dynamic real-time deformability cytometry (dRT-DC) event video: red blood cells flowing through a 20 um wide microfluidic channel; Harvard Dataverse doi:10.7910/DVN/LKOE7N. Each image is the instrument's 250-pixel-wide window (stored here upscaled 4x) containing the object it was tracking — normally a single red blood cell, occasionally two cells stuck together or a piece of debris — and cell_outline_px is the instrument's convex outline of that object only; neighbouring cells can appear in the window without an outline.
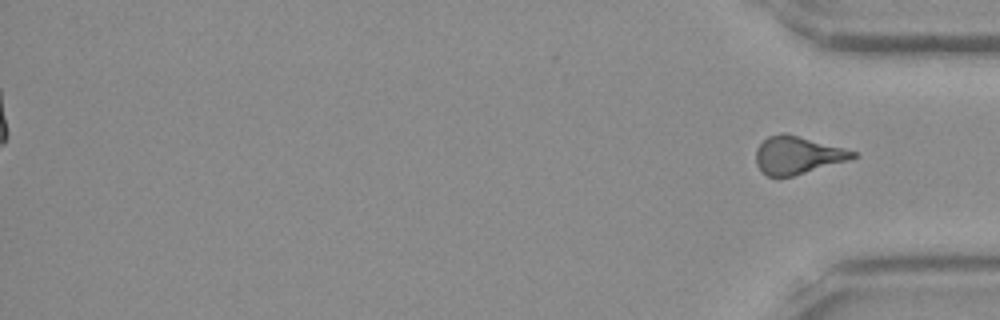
{"species": "Egyptian fruit bat (a non-hibernating species)", "species_latin": "Rousettus aegyptiacus", "temperature_condition": "room temperature", "stored_images_in_passage": 38, "segment_of_instrument_passage": [2, 2], "camera_frame_rate_fps": 3000, "um_per_image_px": 0.085, "frame": {"image": 1, "passage_image": 38, "time_ms": 12.333, "image_size_px": [1000, 320], "cell_outline_px": [[860, 156], [848, 160], [792, 176], [768, 176], [756, 164], [756, 148], [768, 136], [780, 132], [788, 132], [844, 148], [856, 152]], "centroid_in_image_um": [67.79, 13.15], "position_along_channel_um": 367.4, "area_um2": 21.27}}